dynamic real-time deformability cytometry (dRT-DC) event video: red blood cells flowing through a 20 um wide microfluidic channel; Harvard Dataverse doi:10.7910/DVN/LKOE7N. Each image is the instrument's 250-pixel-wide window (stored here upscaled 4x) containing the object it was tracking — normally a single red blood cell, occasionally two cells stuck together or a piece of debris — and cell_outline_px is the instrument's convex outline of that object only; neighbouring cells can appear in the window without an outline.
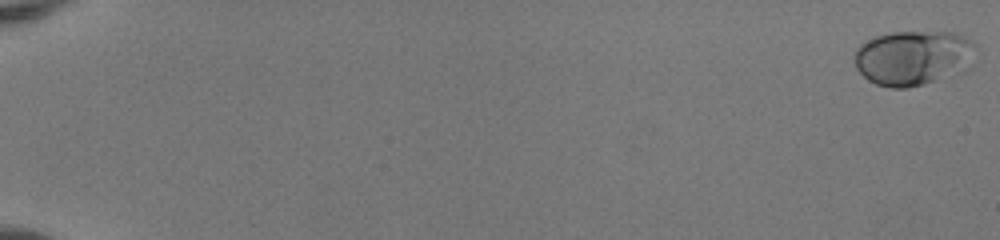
{"species": "human", "species_latin": "Homo sapiens", "temperature_condition": "room temperature", "stored_images_in_passage": 53, "camera_frame_rate_fps": 3000, "um_per_image_px": 0.085, "donor": {"sex": "female"}, "frame": {"image": 1, "passage_image": 1, "time_ms": 0.0, "image_size_px": [1000, 240], "cell_outline_px": [[976, 44], [956, 64], [932, 80], [908, 88], [892, 88], [876, 84], [868, 80], [856, 68], [856, 48], [860, 44], [876, 36], [892, 32], [956, 32], [972, 40]], "centroid_in_image_um": [77.36, 4.85], "position_along_channel_um": 7.6, "area_um2": 36.07}}
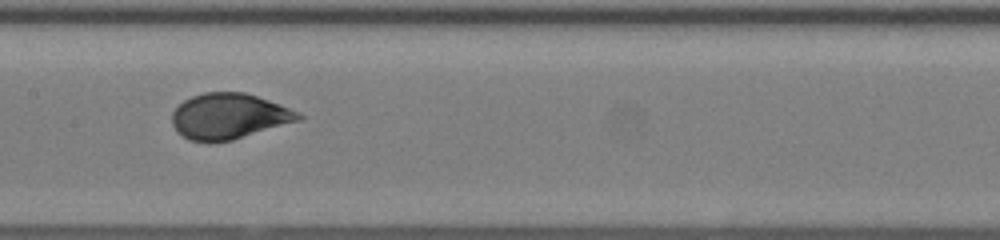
{"frame": {"image": 2, "passage_image": 30, "time_ms": 9.667, "image_size_px": [1000, 240], "cell_outline_px": [[304, 116], [300, 120], [232, 140], [208, 144], [188, 140], [172, 124], [172, 112], [184, 100], [192, 96], [204, 92], [244, 92], [280, 104], [300, 112]], "centroid_in_image_um": [19.46, 9.89], "position_along_channel_um": 187.9, "area_um2": 33.7}}
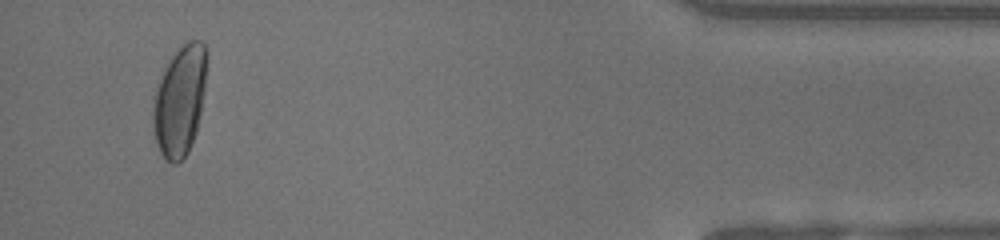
{"frame": {"image": 3, "passage_image": 51, "time_ms": 16.667, "image_size_px": [1000, 240], "cell_outline_px": [[208, 60], [204, 92], [196, 132], [188, 152], [176, 164], [172, 164], [160, 152], [156, 144], [152, 124], [152, 112], [156, 92], [160, 80], [168, 60], [188, 40], [200, 40], [204, 44], [208, 52]], "centroid_in_image_um": [15.3, 8.54], "position_along_channel_um": 419.9, "area_um2": 34.39}, "authors_computed_cell_mechanics": {"area_um2": 33.6396, "velocity_mm_per_s": 4.0835, "shape_relaxation_time_tau1_ms": 3.8987, "shape_relaxation_time_tau2_ms": null, "deformation_change_tau1": 0.18, "deformation_change_tau2": null}}